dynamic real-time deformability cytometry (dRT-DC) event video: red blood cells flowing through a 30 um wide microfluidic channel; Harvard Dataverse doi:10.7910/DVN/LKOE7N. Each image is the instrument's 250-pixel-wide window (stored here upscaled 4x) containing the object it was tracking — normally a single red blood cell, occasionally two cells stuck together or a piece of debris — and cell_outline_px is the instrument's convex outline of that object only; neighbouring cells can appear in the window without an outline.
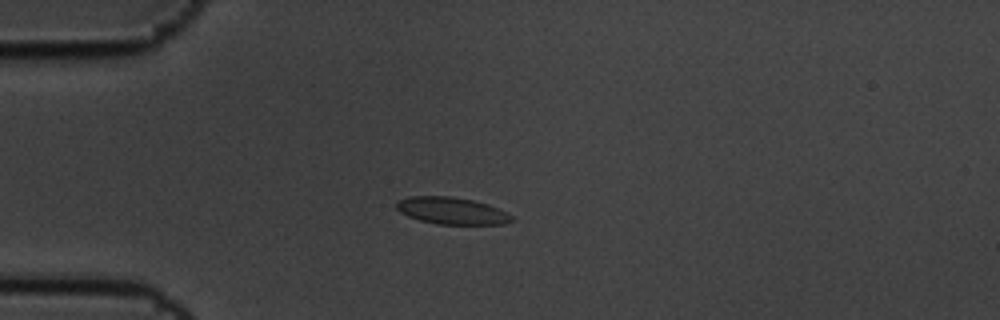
{"species": "common noctule bat (a hibernating species)", "species_latin": "Nyctalus noctula", "temperature_condition": "cold", "stored_images_in_passage": 7, "camera_frame_rate_fps": 3000, "um_per_image_px": 0.085, "animal": {"sex": "male", "body_mass_g": 19.5, "forearm_length_mm": 54.6}, "frame": {"image": 1, "passage_image": 4, "time_ms": 1.0, "image_size_px": [1000, 320], "cell_outline_px": [[516, 220], [504, 224], [436, 224], [420, 220], [408, 216], [400, 212], [396, 208], [396, 200], [408, 196], [452, 196], [472, 200], [488, 204], [512, 216]], "centroid_in_image_um": [38.36, 17.91], "position_along_channel_um": 46.6, "area_um2": 18.15}}
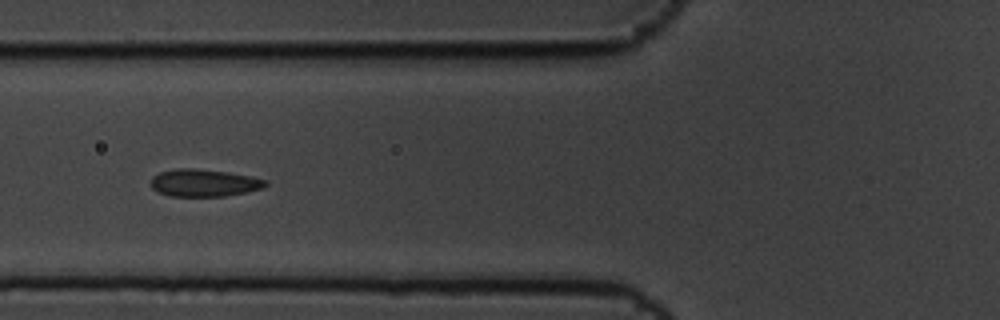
{"frame": {"image": 2, "passage_image": 6, "time_ms": 1.667, "image_size_px": [1000, 320], "cell_outline_px": [[268, 184], [264, 188], [224, 196], [168, 196], [156, 192], [148, 184], [152, 176], [160, 172], [176, 168], [196, 168], [228, 172], [252, 176], [268, 180]], "centroid_in_image_um": [17.3, 15.54], "position_along_channel_um": 108.5, "area_um2": 18.61}}
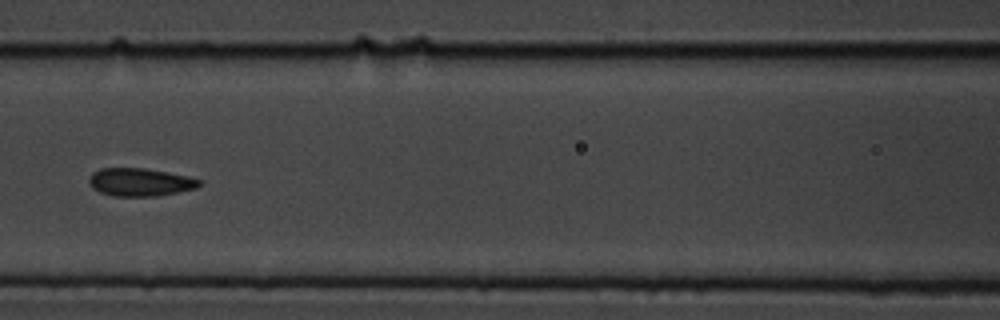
{"frame": {"image": 3, "passage_image": 7, "time_ms": 2.0, "image_size_px": [1000, 320], "cell_outline_px": [[204, 184], [196, 188], [156, 196], [112, 196], [100, 192], [92, 188], [88, 180], [92, 172], [100, 168], [144, 168], [188, 176], [200, 180]], "centroid_in_image_um": [11.89, 15.48], "position_along_channel_um": 154.7, "area_um2": 17.98}}